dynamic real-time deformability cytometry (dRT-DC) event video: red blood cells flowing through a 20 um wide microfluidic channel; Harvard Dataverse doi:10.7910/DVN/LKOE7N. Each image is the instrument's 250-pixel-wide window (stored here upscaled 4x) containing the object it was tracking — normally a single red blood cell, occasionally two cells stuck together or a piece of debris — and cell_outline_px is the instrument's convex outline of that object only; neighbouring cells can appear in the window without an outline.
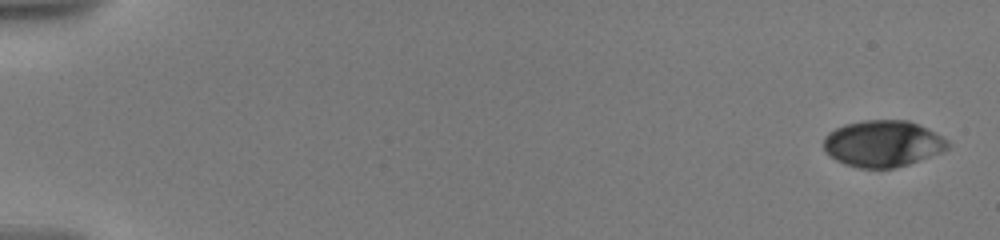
{"species": "human", "species_latin": "Homo sapiens", "temperature_condition": "warm", "stored_images_in_passage": 31, "camera_frame_rate_fps": 3000, "um_per_image_px": 0.085, "donor": {"sex": "male"}, "frame": {"image": 1, "passage_image": 1, "time_ms": 0.0, "image_size_px": [1000, 240], "cell_outline_px": [[948, 148], [940, 152], [908, 164], [892, 168], [860, 168], [844, 164], [836, 160], [824, 148], [824, 136], [828, 132], [844, 124], [864, 120], [908, 120], [920, 124], [928, 128], [948, 140]], "centroid_in_image_um": [75.03, 12.19], "position_along_channel_um": 10.0, "area_um2": 33.47}}
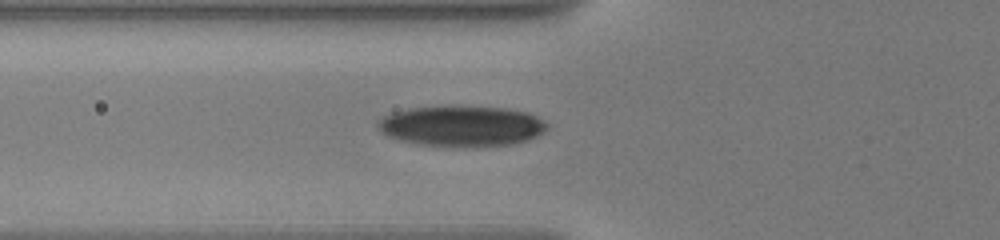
{"frame": {"image": 2, "passage_image": 18, "time_ms": 7.0, "image_size_px": [1000, 240], "cell_outline_px": [[548, 128], [544, 132], [528, 140], [512, 144], [472, 148], [452, 148], [416, 144], [400, 140], [388, 136], [380, 132], [376, 128], [376, 120], [392, 112], [408, 108], [448, 104], [460, 104], [508, 108], [528, 112], [544, 120], [548, 124]], "centroid_in_image_um": [39.21, 10.7], "position_along_channel_um": 86.6, "area_um2": 41.96}}
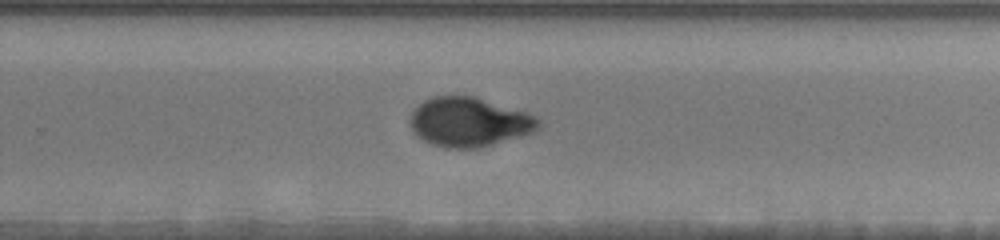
{"frame": {"image": 3, "passage_image": 31, "time_ms": 12.667, "image_size_px": [1000, 240], "cell_outline_px": [[540, 124], [532, 132], [520, 136], [480, 148], [448, 148], [432, 144], [416, 136], [408, 124], [408, 120], [412, 112], [424, 100], [432, 96], [472, 96], [528, 112], [536, 116], [540, 120]], "centroid_in_image_um": [39.84, 10.37], "position_along_channel_um": 290.0, "area_um2": 36.82}}